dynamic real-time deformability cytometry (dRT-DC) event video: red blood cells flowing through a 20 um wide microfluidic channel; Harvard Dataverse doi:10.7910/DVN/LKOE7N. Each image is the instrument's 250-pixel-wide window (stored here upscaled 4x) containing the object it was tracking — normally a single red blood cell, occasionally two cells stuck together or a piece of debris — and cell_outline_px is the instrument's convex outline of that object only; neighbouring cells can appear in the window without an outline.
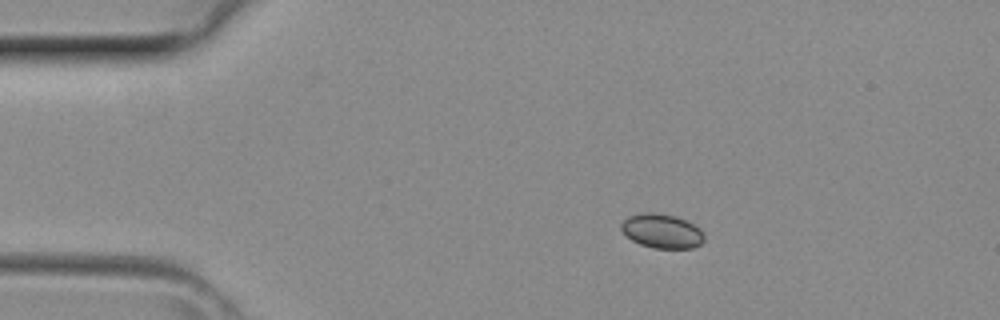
{"species": "common noctule bat (a hibernating species)", "species_latin": "Nyctalus noctula", "temperature_condition": "room temperature", "stored_images_in_passage": 6, "camera_frame_rate_fps": 3000, "um_per_image_px": 0.085, "animal": {"sex": "female", "body_mass_g": 29.2, "forearm_length_mm": 56.3}, "frame": {"image": 1, "passage_image": 2, "time_ms": 0.333, "image_size_px": [1000, 320], "cell_outline_px": [[704, 240], [700, 244], [692, 248], [652, 248], [640, 244], [632, 240], [620, 228], [620, 224], [628, 216], [640, 212], [652, 212], [676, 216], [700, 228], [704, 236]], "centroid_in_image_um": [56.24, 19.63], "position_along_channel_um": 28.8, "area_um2": 16.53}}